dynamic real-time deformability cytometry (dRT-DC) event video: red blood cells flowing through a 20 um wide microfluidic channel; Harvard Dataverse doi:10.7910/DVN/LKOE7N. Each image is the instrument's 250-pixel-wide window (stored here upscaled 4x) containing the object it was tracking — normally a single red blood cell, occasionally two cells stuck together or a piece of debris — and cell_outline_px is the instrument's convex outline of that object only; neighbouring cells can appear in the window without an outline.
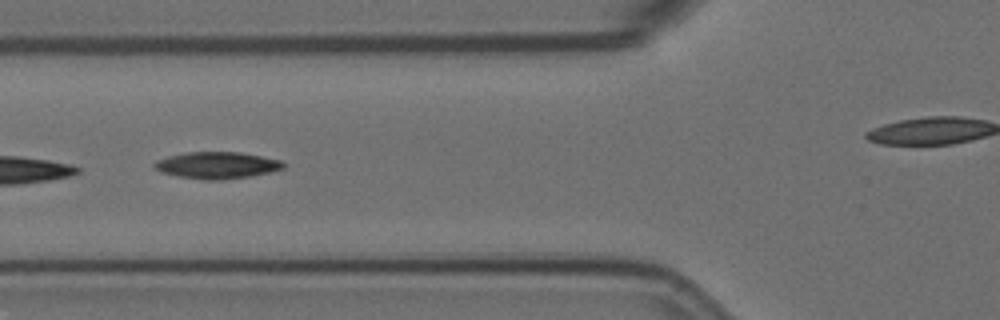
{"species": "Egyptian fruit bat (a non-hibernating species)", "species_latin": "Rousettus aegyptiacus", "temperature_condition": "room temperature", "stored_images_in_passage": 8, "camera_frame_rate_fps": 3000, "um_per_image_px": 0.085, "animal": {"sex": "female"}, "frame": {"image": 1, "passage_image": 6, "time_ms": 5.667, "image_size_px": [1000, 320], "cell_outline_px": [[284, 168], [268, 172], [248, 176], [220, 180], [204, 180], [176, 176], [160, 172], [152, 168], [152, 164], [156, 160], [168, 156], [184, 152], [240, 152], [280, 160], [284, 164]], "centroid_in_image_um": [18.35, 14.04], "position_along_channel_um": 107.5, "area_um2": 20.11}}
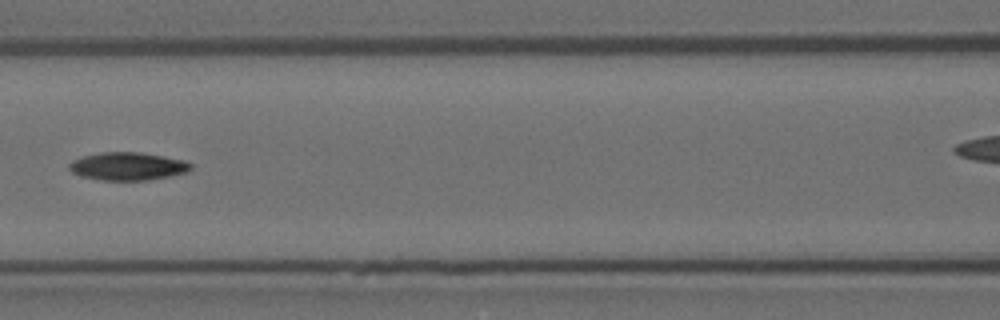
{"frame": {"image": 2, "passage_image": 7, "time_ms": 7.0, "image_size_px": [1000, 320], "cell_outline_px": [[192, 168], [188, 172], [148, 180], [104, 180], [84, 176], [72, 172], [68, 168], [68, 164], [72, 160], [84, 156], [100, 152], [140, 152], [164, 156], [184, 160], [192, 164]], "centroid_in_image_um": [10.88, 14.12], "position_along_channel_um": 155.7, "area_um2": 19.71}}